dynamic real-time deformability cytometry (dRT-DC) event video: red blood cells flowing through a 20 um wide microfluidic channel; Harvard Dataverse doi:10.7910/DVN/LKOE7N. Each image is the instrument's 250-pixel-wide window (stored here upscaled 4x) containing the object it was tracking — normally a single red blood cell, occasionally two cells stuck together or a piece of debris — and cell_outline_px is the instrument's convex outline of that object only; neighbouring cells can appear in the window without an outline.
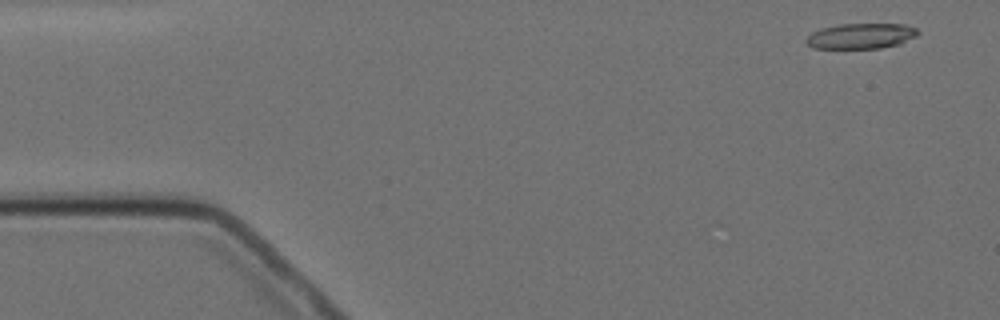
{"species": "Egyptian fruit bat (a non-hibernating species)", "species_latin": "Rousettus aegyptiacus", "temperature_condition": "cold", "stored_images_in_passage": 9, "camera_frame_rate_fps": 3000, "um_per_image_px": 0.085, "animal": {"sex": "female"}, "frame": {"image": 1, "passage_image": 1, "time_ms": 0.0, "image_size_px": [1000, 320], "cell_outline_px": [[920, 32], [916, 36], [900, 44], [880, 48], [812, 48], [804, 40], [812, 32], [820, 28], [840, 24], [904, 24], [916, 28]], "centroid_in_image_um": [73.18, 3.06], "position_along_channel_um": 11.8, "area_um2": 16.59}}
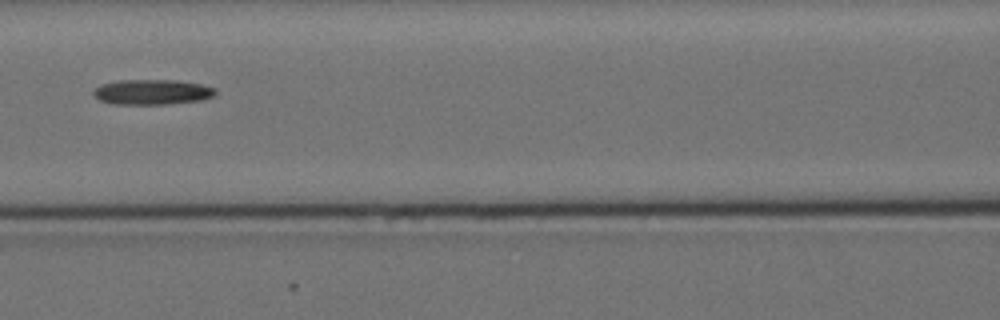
{"frame": {"image": 2, "passage_image": 7, "time_ms": 7.0, "image_size_px": [1000, 320], "cell_outline_px": [[216, 92], [212, 96], [200, 100], [164, 104], [112, 104], [100, 100], [92, 92], [100, 84], [120, 80], [176, 80], [204, 84], [216, 88]], "centroid_in_image_um": [12.94, 7.81], "position_along_channel_um": 153.7, "area_um2": 17.86}}
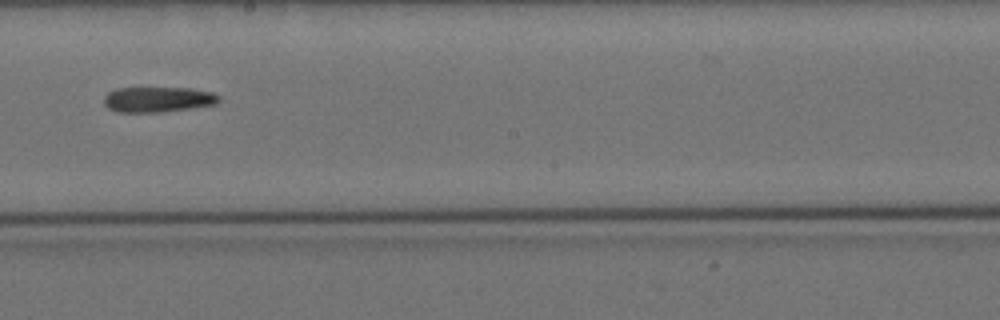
{"frame": {"image": 3, "passage_image": 9, "time_ms": 9.333, "image_size_px": [1000, 320], "cell_outline_px": [[220, 100], [216, 104], [192, 108], [164, 112], [116, 112], [108, 108], [104, 104], [104, 96], [108, 92], [116, 88], [188, 88], [212, 92], [220, 96]], "centroid_in_image_um": [13.41, 8.46], "position_along_channel_um": 234.8, "area_um2": 17.11}}